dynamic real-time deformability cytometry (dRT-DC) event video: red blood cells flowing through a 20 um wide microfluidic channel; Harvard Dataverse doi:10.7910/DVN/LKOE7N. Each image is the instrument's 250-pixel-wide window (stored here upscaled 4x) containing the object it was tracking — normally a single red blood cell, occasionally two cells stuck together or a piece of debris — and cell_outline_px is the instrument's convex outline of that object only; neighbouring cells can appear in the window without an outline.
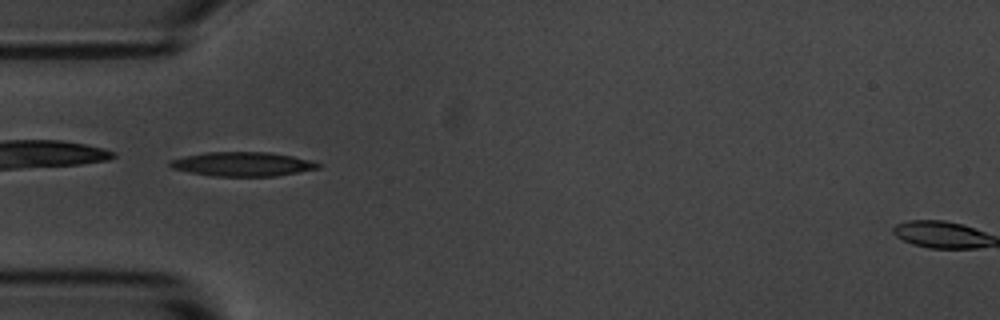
{"species": "common noctule bat (a hibernating species)", "species_latin": "Nyctalus noctula", "temperature_condition": "room temperature", "stored_images_in_passage": 3, "camera_frame_rate_fps": 3000, "um_per_image_px": 0.085, "animal": {"sex": "male", "body_mass_g": 20.1, "forearm_length_mm": 53.5}, "frame": {"image": 1, "passage_image": 1, "time_ms": 0.0, "image_size_px": [1000, 320], "cell_outline_px": [[324, 164], [320, 168], [276, 176], [216, 176], [188, 172], [172, 168], [168, 164], [168, 160], [184, 156], [204, 152], [272, 152], [312, 160]], "centroid_in_image_um": [20.64, 13.94], "position_along_channel_um": 64.4, "area_um2": 21.1}}
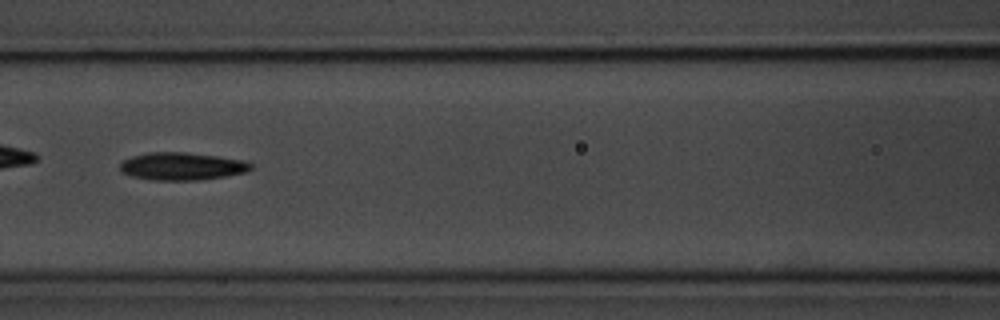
{"frame": {"image": 2, "passage_image": 3, "time_ms": 2.333, "image_size_px": [1000, 320], "cell_outline_px": [[252, 168], [244, 172], [224, 176], [200, 180], [152, 180], [132, 176], [120, 172], [120, 164], [124, 160], [132, 156], [148, 152], [184, 152], [216, 156], [244, 160], [252, 164]], "centroid_in_image_um": [15.43, 14.13], "position_along_channel_um": 151.2, "area_um2": 20.98}}